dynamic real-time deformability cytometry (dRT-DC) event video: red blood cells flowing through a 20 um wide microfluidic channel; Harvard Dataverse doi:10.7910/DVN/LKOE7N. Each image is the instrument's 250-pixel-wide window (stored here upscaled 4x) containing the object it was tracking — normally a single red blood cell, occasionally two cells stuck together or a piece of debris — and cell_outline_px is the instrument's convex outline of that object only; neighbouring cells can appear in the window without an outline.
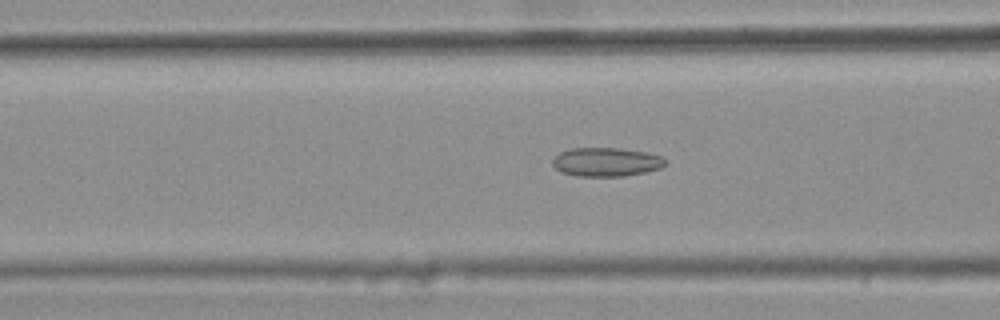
{"species": "common noctule bat (a hibernating species)", "species_latin": "Nyctalus noctula", "temperature_condition": "warm", "stored_images_in_passage": 43, "camera_frame_rate_fps": 3000, "um_per_image_px": 0.085, "animal": {"sex": "female", "body_mass_g": 25.1}, "frame": {"image": 1, "passage_image": 17, "time_ms": 5.333, "image_size_px": [1000, 320], "cell_outline_px": [[664, 164], [660, 168], [644, 172], [624, 176], [576, 176], [560, 172], [552, 164], [552, 160], [560, 152], [568, 148], [620, 148], [644, 152], [660, 156], [664, 160]], "centroid_in_image_um": [51.46, 13.77], "position_along_channel_um": 115.1, "area_um2": 18.79}}
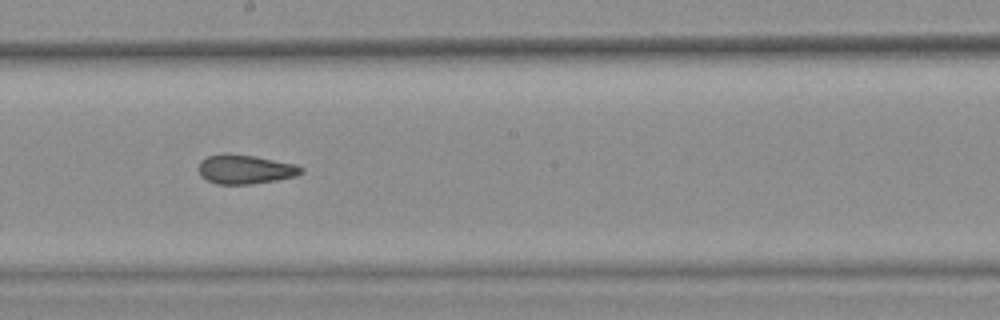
{"frame": {"image": 2, "passage_image": 26, "time_ms": 8.333, "image_size_px": [1000, 320], "cell_outline_px": [[304, 168], [296, 176], [276, 180], [252, 184], [216, 184], [200, 176], [200, 160], [208, 156], [224, 152], [256, 156], [296, 164]], "centroid_in_image_um": [20.83, 14.38], "position_along_channel_um": 227.4, "area_um2": 17.51}}
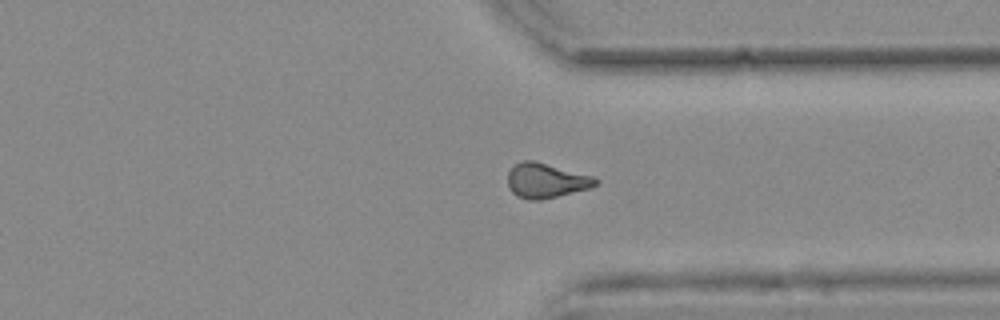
{"frame": {"image": 3, "passage_image": 37, "time_ms": 12.0, "image_size_px": [1000, 320], "cell_outline_px": [[600, 180], [592, 188], [540, 200], [528, 200], [516, 196], [508, 188], [508, 172], [520, 160], [532, 160], [592, 176]], "centroid_in_image_um": [46.4, 15.36], "position_along_channel_um": 365.0, "area_um2": 17.74}, "authors_computed_cell_mechanics": {"area_um2": 17.6868, "velocity_mm_per_s": 3.7456, "shape_relaxation_time_tau1_ms": null, "shape_relaxation_time_tau2_ms": 2.6834, "deformation_change_tau1": null, "deformation_change_tau2": 0.0977}}